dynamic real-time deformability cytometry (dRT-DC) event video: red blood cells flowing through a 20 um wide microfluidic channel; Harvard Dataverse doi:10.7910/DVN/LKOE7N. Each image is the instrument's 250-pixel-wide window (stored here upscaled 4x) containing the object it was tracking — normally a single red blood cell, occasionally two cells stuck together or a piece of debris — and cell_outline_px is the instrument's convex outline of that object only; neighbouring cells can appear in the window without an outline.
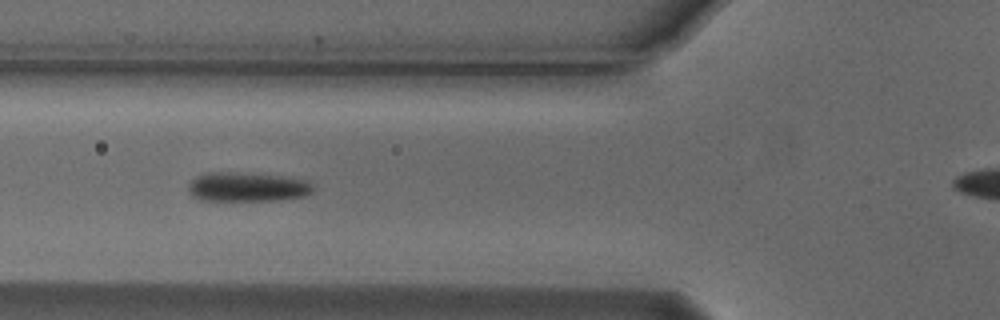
{"species": "Egyptian fruit bat (a non-hibernating species)", "species_latin": "Rousettus aegyptiacus", "temperature_condition": "cold", "stored_images_in_passage": 6, "camera_frame_rate_fps": 3000, "um_per_image_px": 0.085, "animal": {"sex": "male"}, "frame": {"image": 1, "passage_image": 2, "time_ms": 0.333, "image_size_px": [1000, 320], "cell_outline_px": [[312, 192], [304, 196], [276, 200], [200, 200], [192, 196], [188, 192], [188, 184], [196, 176], [208, 172], [236, 172], [280, 176], [308, 180], [312, 184]], "centroid_in_image_um": [20.98, 15.88], "position_along_channel_um": 104.8, "area_um2": 21.27}}
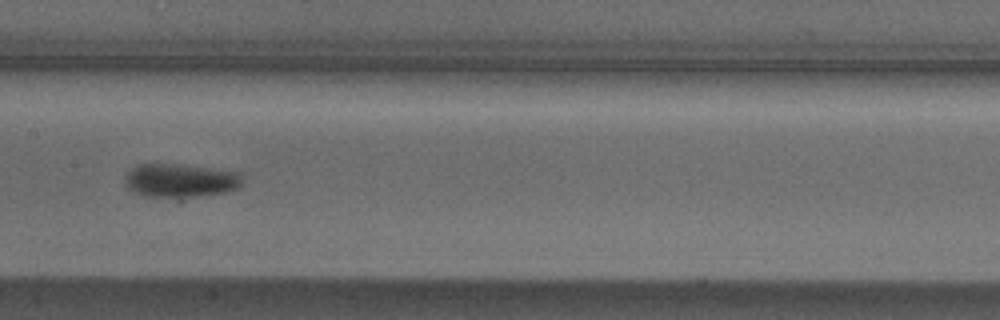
{"frame": {"image": 2, "passage_image": 4, "time_ms": 1.0, "image_size_px": [1000, 320], "cell_outline_px": [[244, 180], [240, 188], [224, 192], [196, 196], [148, 196], [136, 192], [128, 188], [124, 184], [124, 176], [132, 168], [140, 164], [172, 164], [244, 172]], "centroid_in_image_um": [15.39, 15.32], "position_along_channel_um": 192.0, "area_um2": 22.83}}
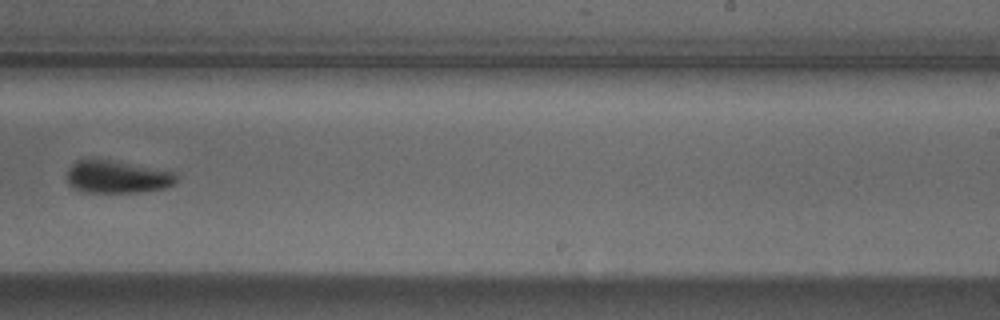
{"frame": {"image": 3, "passage_image": 6, "time_ms": 1.667, "image_size_px": [1000, 320], "cell_outline_px": [[176, 184], [168, 188], [140, 192], [84, 192], [72, 188], [68, 184], [68, 168], [76, 160], [108, 160], [176, 172]], "centroid_in_image_um": [9.98, 15.06], "position_along_channel_um": 279.0, "area_um2": 20.69}}